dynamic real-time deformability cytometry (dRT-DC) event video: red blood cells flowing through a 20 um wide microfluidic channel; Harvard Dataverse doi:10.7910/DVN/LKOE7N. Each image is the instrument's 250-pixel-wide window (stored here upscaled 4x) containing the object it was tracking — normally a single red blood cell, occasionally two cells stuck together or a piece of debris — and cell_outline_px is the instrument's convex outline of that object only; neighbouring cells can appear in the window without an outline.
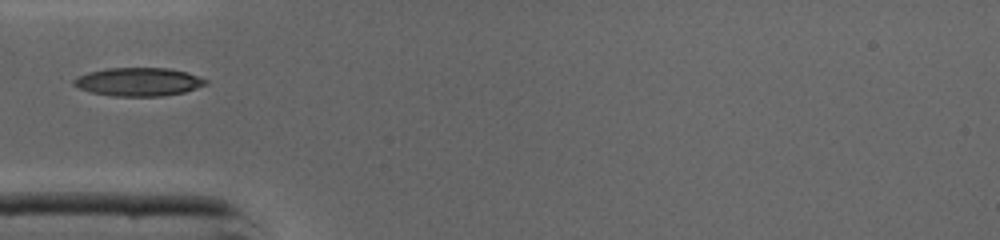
{"species": "common noctule bat (a hibernating species)", "species_latin": "Nyctalus noctula", "temperature_condition": "cold", "stored_images_in_passage": 29, "camera_frame_rate_fps": 3000, "um_per_image_px": 0.085, "animal": {"sex": "male", "body_mass_g": 19.0, "forearm_length_mm": 50.8}, "frame": {"image": 1, "passage_image": 1, "time_ms": 0.0, "image_size_px": [1000, 240], "cell_outline_px": [[208, 84], [184, 92], [160, 96], [116, 96], [92, 92], [80, 88], [72, 84], [72, 80], [76, 76], [88, 72], [108, 68], [168, 68], [188, 72], [208, 80]], "centroid_in_image_um": [11.78, 6.95], "position_along_channel_um": 73.2, "area_um2": 21.79}}
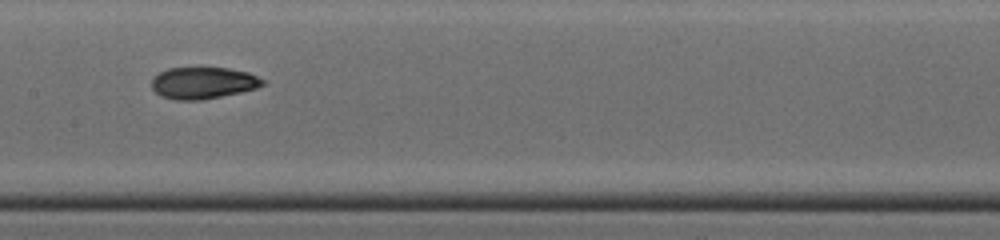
{"frame": {"image": 2, "passage_image": 9, "time_ms": 2.667, "image_size_px": [1000, 240], "cell_outline_px": [[264, 84], [256, 88], [240, 92], [200, 100], [176, 100], [164, 96], [156, 92], [152, 88], [152, 80], [160, 72], [168, 68], [228, 68], [248, 72], [264, 80]], "centroid_in_image_um": [17.27, 7.04], "position_along_channel_um": 190.1, "area_um2": 20.17}}
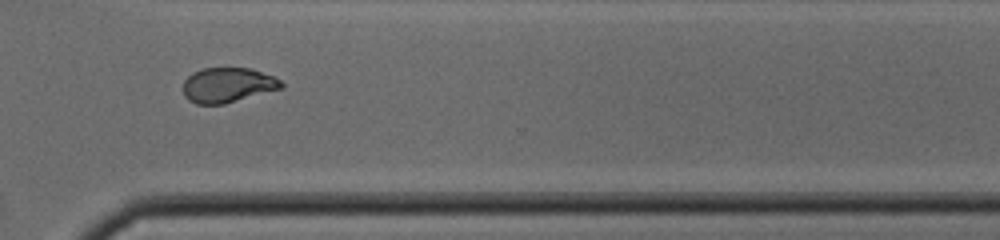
{"frame": {"image": 3, "passage_image": 20, "time_ms": 6.333, "image_size_px": [1000, 240], "cell_outline_px": [[284, 88], [224, 104], [196, 104], [188, 100], [184, 96], [184, 80], [192, 72], [204, 68], [248, 68], [272, 76], [280, 80], [284, 84]], "centroid_in_image_um": [19.35, 7.24], "position_along_channel_um": 351.3, "area_um2": 19.94}}